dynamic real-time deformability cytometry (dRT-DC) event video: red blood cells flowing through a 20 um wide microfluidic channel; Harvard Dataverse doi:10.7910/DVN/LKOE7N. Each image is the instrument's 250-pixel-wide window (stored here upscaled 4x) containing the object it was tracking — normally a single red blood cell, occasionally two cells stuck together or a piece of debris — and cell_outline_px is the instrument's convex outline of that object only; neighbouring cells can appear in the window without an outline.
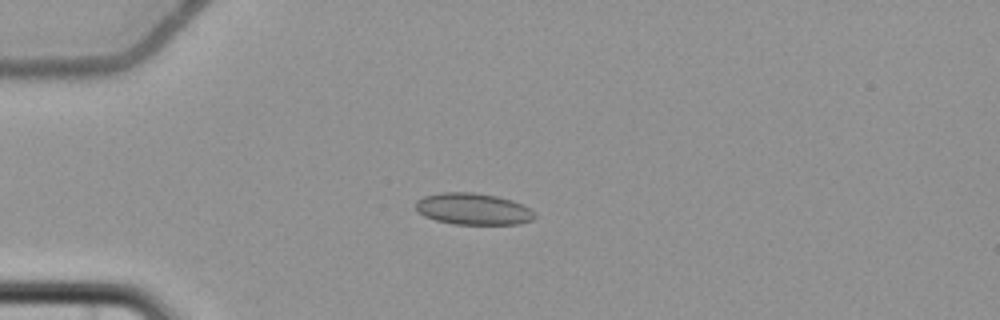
{"species": "common noctule bat (a hibernating species)", "species_latin": "Nyctalus noctula", "temperature_condition": "cold", "stored_images_in_passage": 6, "camera_frame_rate_fps": 3000, "um_per_image_px": 0.085, "animal": {"sex": "female", "body_mass_g": 22.7, "forearm_length_mm": 54.2}, "frame": {"image": 1, "passage_image": 4, "time_ms": 3.667, "image_size_px": [1000, 320], "cell_outline_px": [[536, 216], [532, 220], [520, 224], [452, 224], [436, 220], [424, 216], [416, 208], [416, 200], [424, 196], [440, 192], [472, 192], [496, 196], [512, 200], [536, 212]], "centroid_in_image_um": [40.22, 17.76], "position_along_channel_um": 44.8, "area_um2": 21.91}}
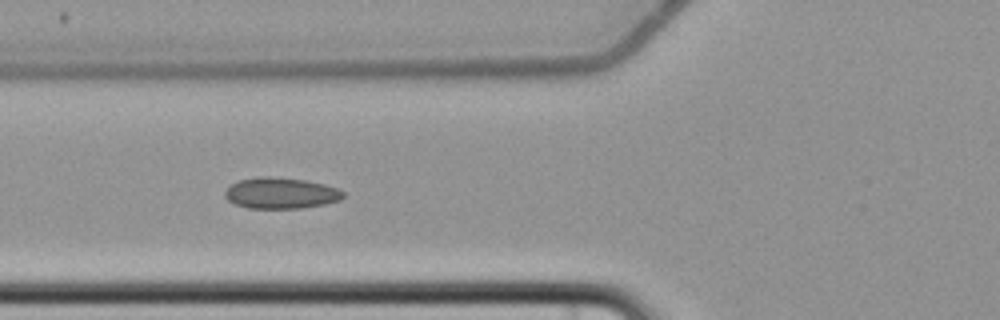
{"frame": {"image": 2, "passage_image": 6, "time_ms": 6.0, "image_size_px": [1000, 320], "cell_outline_px": [[344, 196], [340, 200], [324, 204], [300, 208], [248, 208], [236, 204], [228, 200], [224, 196], [224, 192], [232, 184], [240, 180], [260, 176], [268, 176], [304, 180], [324, 184], [336, 188], [344, 192]], "centroid_in_image_um": [23.86, 16.41], "position_along_channel_um": 101.9, "area_um2": 21.21}}